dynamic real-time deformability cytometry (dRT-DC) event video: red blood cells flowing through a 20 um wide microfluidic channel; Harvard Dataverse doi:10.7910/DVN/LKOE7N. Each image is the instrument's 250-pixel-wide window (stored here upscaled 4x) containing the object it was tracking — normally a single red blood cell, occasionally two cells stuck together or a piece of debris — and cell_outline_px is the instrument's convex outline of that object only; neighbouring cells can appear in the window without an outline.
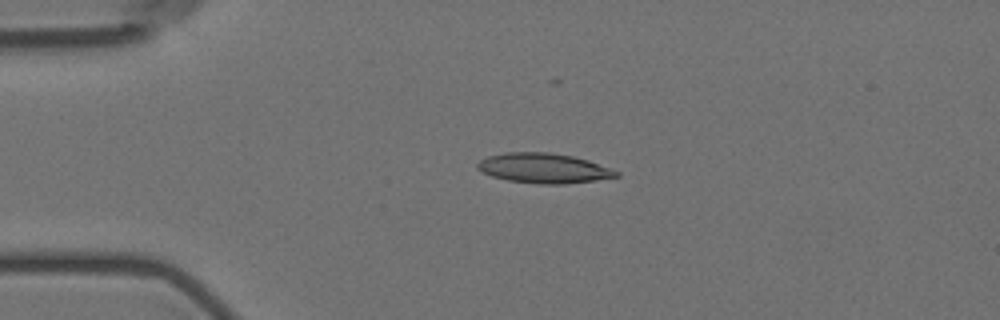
{"species": "Egyptian fruit bat (a non-hibernating species)", "species_latin": "Rousettus aegyptiacus", "temperature_condition": "room temperature", "stored_images_in_passage": 3, "camera_frame_rate_fps": 3000, "um_per_image_px": 0.085, "animal": {"sex": "female"}, "frame": {"image": 1, "passage_image": 1, "time_ms": 0.0, "image_size_px": [1000, 320], "cell_outline_px": [[620, 176], [596, 180], [564, 184], [536, 184], [508, 180], [492, 176], [476, 168], [476, 164], [480, 160], [488, 156], [508, 152], [552, 152], [572, 156], [588, 160], [620, 172]], "centroid_in_image_um": [46.22, 14.29], "position_along_channel_um": 38.8, "area_um2": 24.16}}